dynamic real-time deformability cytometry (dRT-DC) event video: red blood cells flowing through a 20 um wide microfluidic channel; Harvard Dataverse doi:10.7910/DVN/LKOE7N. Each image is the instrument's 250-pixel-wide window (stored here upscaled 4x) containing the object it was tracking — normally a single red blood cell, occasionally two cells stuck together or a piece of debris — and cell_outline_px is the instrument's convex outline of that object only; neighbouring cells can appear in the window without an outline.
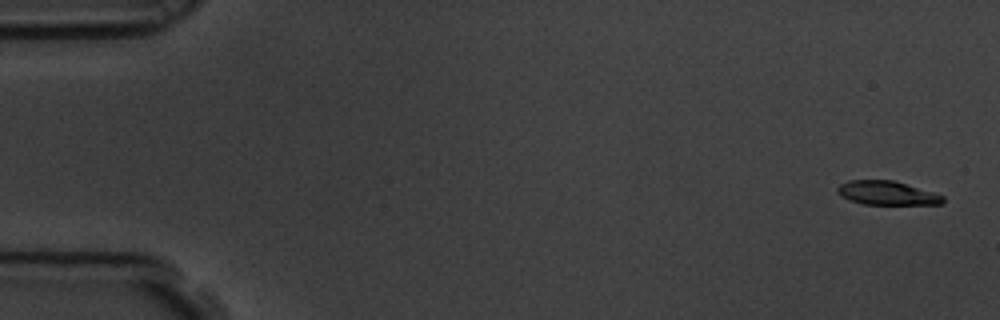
{"species": "common noctule bat (a hibernating species)", "species_latin": "Nyctalus noctula", "temperature_condition": "room temperature", "stored_images_in_passage": 5, "camera_frame_rate_fps": 3000, "um_per_image_px": 0.085, "animal": {"sex": "male", "body_mass_g": 19.5, "forearm_length_mm": 54.6}, "frame": {"image": 1, "passage_image": 1, "time_ms": 0.0, "image_size_px": [1000, 320], "cell_outline_px": [[944, 204], [864, 204], [848, 200], [840, 196], [836, 192], [836, 188], [840, 184], [848, 180], [892, 180], [932, 192], [944, 196]], "centroid_in_image_um": [75.34, 16.41], "position_along_channel_um": 9.7, "area_um2": 14.62}}
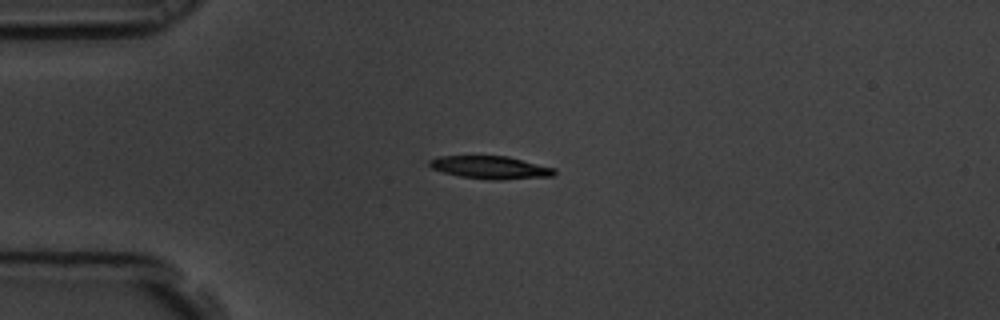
{"frame": {"image": 2, "passage_image": 4, "time_ms": 1.0, "image_size_px": [1000, 320], "cell_outline_px": [[556, 172], [552, 176], [500, 180], [488, 180], [460, 176], [444, 172], [432, 168], [428, 164], [428, 160], [440, 156], [508, 156], [556, 168]], "centroid_in_image_um": [41.71, 14.23], "position_along_channel_um": 43.3, "area_um2": 16.65}}